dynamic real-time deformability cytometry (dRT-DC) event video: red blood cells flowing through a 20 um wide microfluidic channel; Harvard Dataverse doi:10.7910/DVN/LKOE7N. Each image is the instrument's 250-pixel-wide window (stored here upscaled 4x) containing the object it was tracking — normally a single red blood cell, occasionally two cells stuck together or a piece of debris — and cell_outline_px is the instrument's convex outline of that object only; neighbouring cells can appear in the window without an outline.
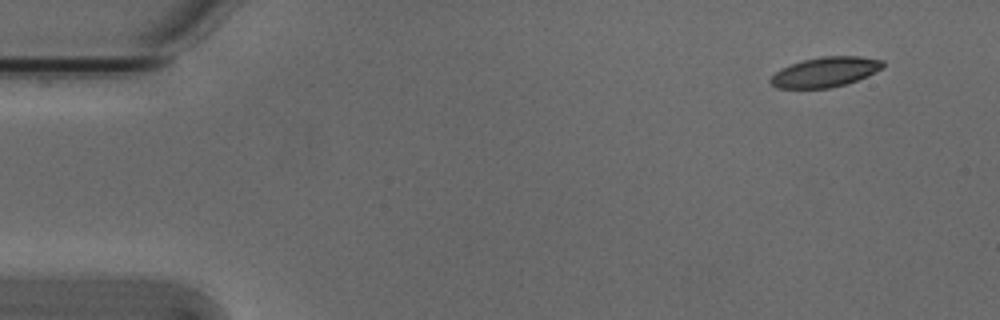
{"species": "Egyptian fruit bat (a non-hibernating species)", "species_latin": "Rousettus aegyptiacus", "temperature_condition": "cold", "stored_images_in_passage": 50, "camera_frame_rate_fps": 3000, "um_per_image_px": 0.085, "animal": {"sex": "male"}, "frame": {"image": 1, "passage_image": 1, "time_ms": 0.0, "image_size_px": [1000, 320], "cell_outline_px": [[884, 64], [880, 68], [868, 76], [844, 84], [828, 88], [776, 88], [768, 80], [776, 72], [792, 64], [804, 60], [820, 56], [860, 56], [884, 60]], "centroid_in_image_um": [70.15, 6.11], "position_along_channel_um": 14.9, "area_um2": 19.31}}
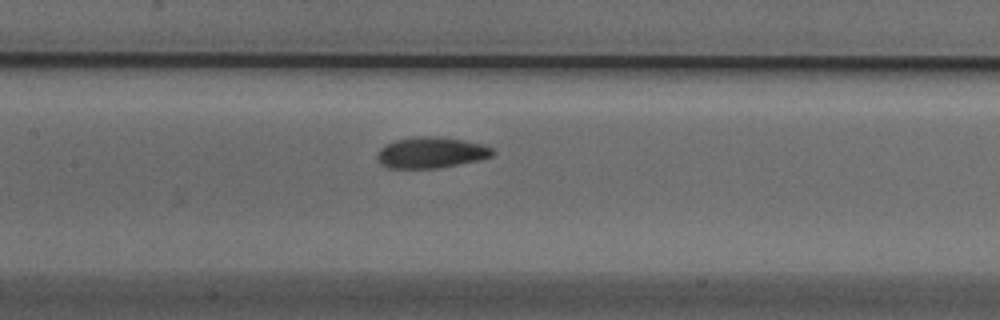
{"frame": {"image": 2, "passage_image": 22, "time_ms": 7.0, "image_size_px": [1000, 320], "cell_outline_px": [[496, 152], [492, 156], [480, 160], [436, 168], [388, 168], [380, 164], [376, 156], [380, 148], [384, 144], [396, 140], [412, 136], [424, 136], [464, 140], [484, 144], [492, 148]], "centroid_in_image_um": [36.63, 12.97], "position_along_channel_um": 170.8, "area_um2": 20.92}}
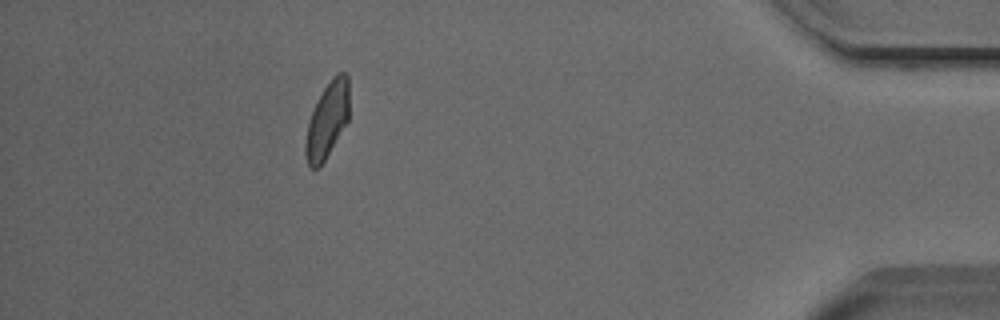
{"frame": {"image": 3, "passage_image": 45, "time_ms": 14.667, "image_size_px": [1000, 320], "cell_outline_px": [[348, 120], [320, 168], [312, 168], [308, 164], [304, 152], [304, 144], [308, 120], [324, 88], [332, 76], [336, 72], [344, 72], [348, 76]], "centroid_in_image_um": [27.8, 10.22], "position_along_channel_um": 407.4, "area_um2": 19.19}, "authors_computed_cell_mechanics": {"area_um2": 20.3456, "velocity_mm_per_s": 3.8165, "shape_relaxation_time_tau1_ms": 5.668, "shape_relaxation_time_tau2_ms": 3.0202, "deformation_change_tau1": 0.1418, "deformation_change_tau2": 0.0746}}